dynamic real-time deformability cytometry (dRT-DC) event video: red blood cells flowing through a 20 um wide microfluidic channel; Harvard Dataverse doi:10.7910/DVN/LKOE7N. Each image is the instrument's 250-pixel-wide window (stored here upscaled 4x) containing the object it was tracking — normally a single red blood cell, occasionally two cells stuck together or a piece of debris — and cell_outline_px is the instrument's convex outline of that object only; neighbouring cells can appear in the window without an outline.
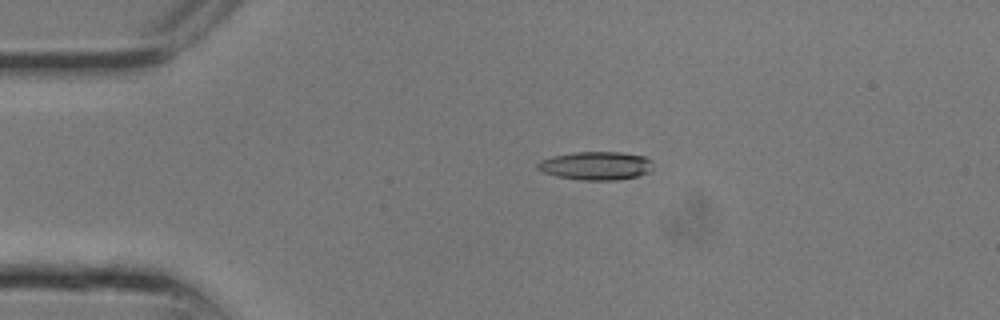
{"species": "common noctule bat (a hibernating species)", "species_latin": "Nyctalus noctula", "temperature_condition": "room temperature", "stored_images_in_passage": 25, "camera_frame_rate_fps": 3000, "um_per_image_px": 0.085, "animal": {"sex": "male", "body_mass_g": 13.3}, "frame": {"image": 1, "passage_image": 5, "time_ms": 1.333, "image_size_px": [1000, 320], "cell_outline_px": [[652, 168], [648, 172], [640, 176], [616, 180], [580, 180], [556, 176], [544, 172], [536, 168], [536, 164], [540, 160], [552, 156], [576, 152], [620, 152], [644, 156], [652, 160]], "centroid_in_image_um": [50.66, 14.09], "position_along_channel_um": 34.3, "area_um2": 19.19}}
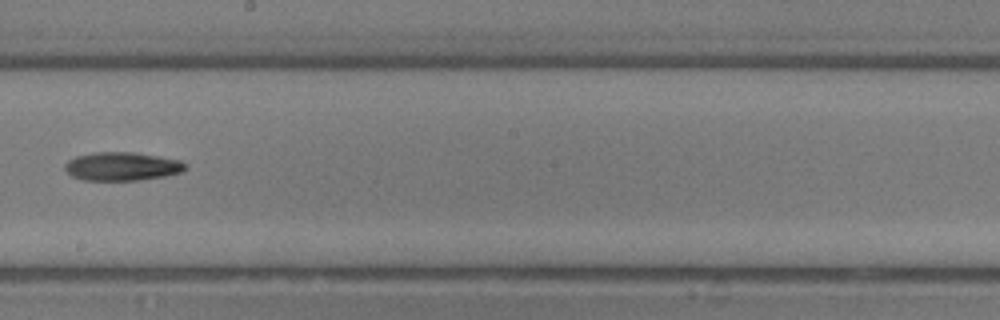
{"frame": {"image": 2, "passage_image": 14, "time_ms": 4.333, "image_size_px": [1000, 320], "cell_outline_px": [[184, 168], [180, 172], [164, 176], [140, 180], [84, 180], [72, 176], [64, 168], [64, 164], [68, 160], [76, 156], [92, 152], [132, 152], [180, 160], [184, 164]], "centroid_in_image_um": [10.3, 14.14], "position_along_channel_um": 237.9, "area_um2": 19.77}}
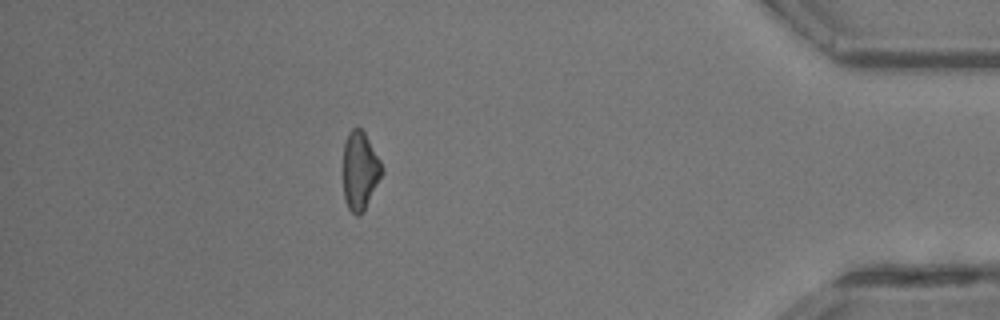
{"frame": {"image": 3, "passage_image": 22, "time_ms": 7.0, "image_size_px": [1000, 320], "cell_outline_px": [[384, 172], [364, 208], [356, 216], [348, 208], [344, 200], [344, 144], [348, 132], [352, 128], [360, 128], [364, 132], [380, 160], [384, 168]], "centroid_in_image_um": [30.6, 14.48], "position_along_channel_um": 404.6, "area_um2": 17.34}}